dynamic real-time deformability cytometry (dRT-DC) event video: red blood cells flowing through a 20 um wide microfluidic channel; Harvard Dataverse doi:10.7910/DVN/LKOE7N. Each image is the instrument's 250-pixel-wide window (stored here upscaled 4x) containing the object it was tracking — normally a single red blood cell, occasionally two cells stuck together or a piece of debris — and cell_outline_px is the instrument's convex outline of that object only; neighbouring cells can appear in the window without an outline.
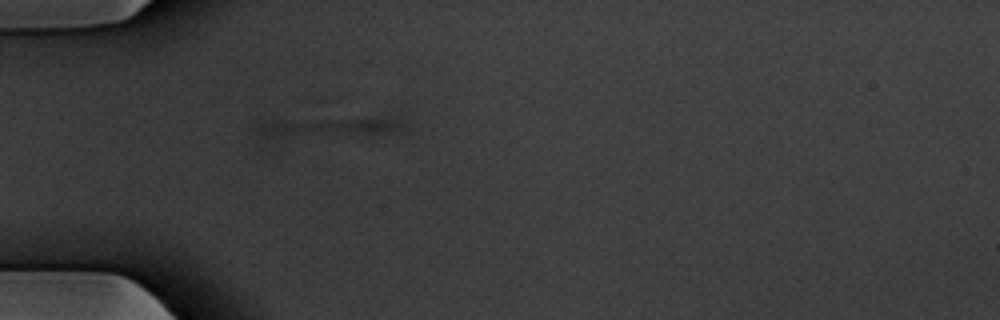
{"species": "common noctule bat (a hibernating species)", "species_latin": "Nyctalus noctula", "temperature_condition": "warm", "stored_images_in_passage": 8, "segment_of_instrument_passage": [2, 2], "camera_frame_rate_fps": 3000, "um_per_image_px": 0.085, "animal": {"sex": "male", "body_mass_g": 20.1, "forearm_length_mm": 53.5}, "frame": {"image": 1, "passage_image": 5, "time_ms": 1.333, "image_size_px": [1000, 320], "cell_outline_px": [[404, 128], [392, 132], [280, 136], [272, 136], [252, 132], [252, 128], [260, 120], [396, 120]], "centroid_in_image_um": [27.53, 10.81], "position_along_channel_um": 57.5, "area_um2": 14.68}}